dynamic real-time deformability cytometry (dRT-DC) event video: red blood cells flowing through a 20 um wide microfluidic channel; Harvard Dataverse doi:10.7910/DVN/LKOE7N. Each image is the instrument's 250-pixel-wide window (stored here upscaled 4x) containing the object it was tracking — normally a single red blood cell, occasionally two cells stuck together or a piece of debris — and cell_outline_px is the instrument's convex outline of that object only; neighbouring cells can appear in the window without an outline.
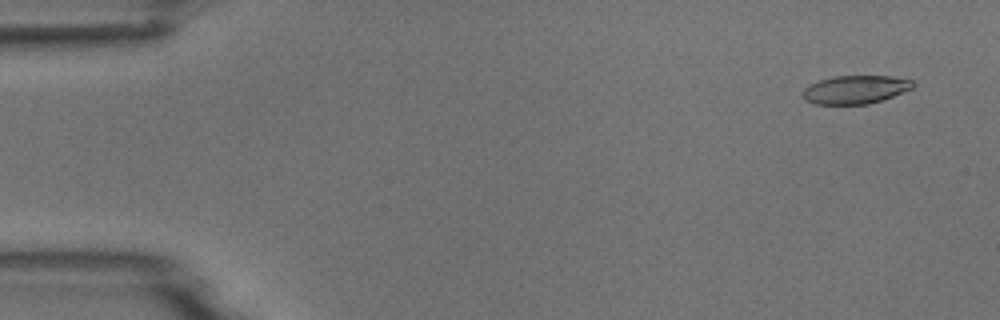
{"species": "common noctule bat (a hibernating species)", "species_latin": "Nyctalus noctula", "temperature_condition": "room temperature", "stored_images_in_passage": 10, "camera_frame_rate_fps": 3000, "um_per_image_px": 0.085, "animal": {"sex": "male", "body_mass_g": 18.8}, "frame": {"image": 1, "passage_image": 1, "time_ms": 0.0, "image_size_px": [1000, 320], "cell_outline_px": [[916, 84], [912, 88], [892, 96], [868, 104], [812, 104], [804, 100], [800, 96], [804, 88], [808, 84], [832, 76], [892, 76], [912, 80]], "centroid_in_image_um": [72.64, 7.61], "position_along_channel_um": 12.4, "area_um2": 18.32}}
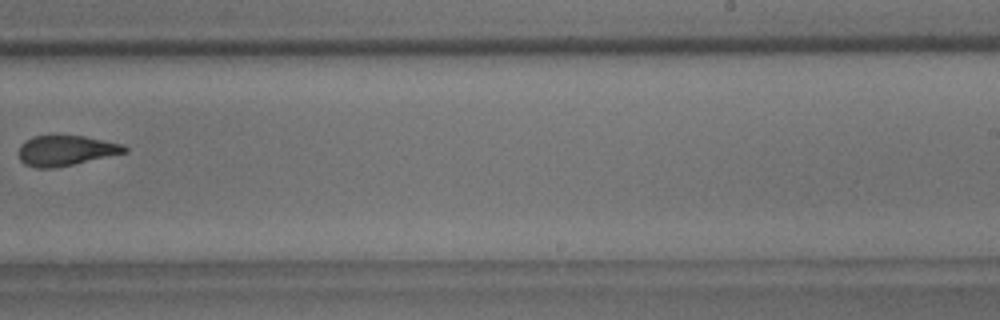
{"frame": {"image": 2, "passage_image": 9, "time_ms": 10.333, "image_size_px": [1000, 320], "cell_outline_px": [[128, 152], [56, 168], [36, 168], [24, 164], [20, 160], [16, 152], [20, 144], [32, 136], [84, 136], [124, 144], [128, 148]], "centroid_in_image_um": [5.57, 12.8], "position_along_channel_um": 283.4, "area_um2": 18.9}}
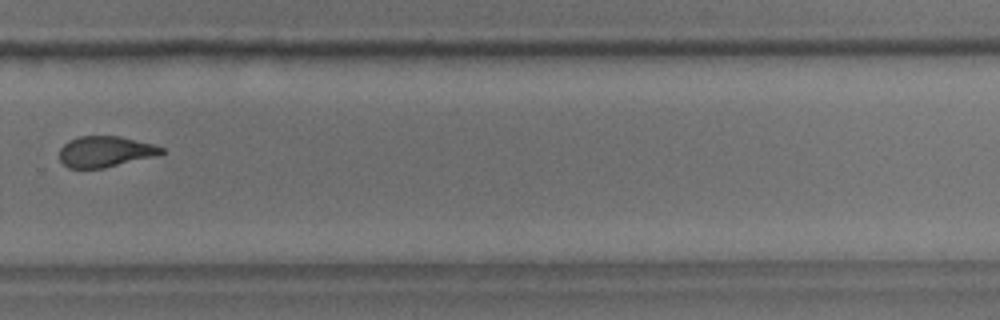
{"frame": {"image": 3, "passage_image": 10, "time_ms": 11.333, "image_size_px": [1000, 320], "cell_outline_px": [[164, 152], [160, 156], [104, 168], [68, 168], [60, 160], [60, 148], [68, 140], [80, 136], [120, 136], [152, 144], [164, 148]], "centroid_in_image_um": [8.98, 12.89], "position_along_channel_um": 320.8, "area_um2": 18.55}}